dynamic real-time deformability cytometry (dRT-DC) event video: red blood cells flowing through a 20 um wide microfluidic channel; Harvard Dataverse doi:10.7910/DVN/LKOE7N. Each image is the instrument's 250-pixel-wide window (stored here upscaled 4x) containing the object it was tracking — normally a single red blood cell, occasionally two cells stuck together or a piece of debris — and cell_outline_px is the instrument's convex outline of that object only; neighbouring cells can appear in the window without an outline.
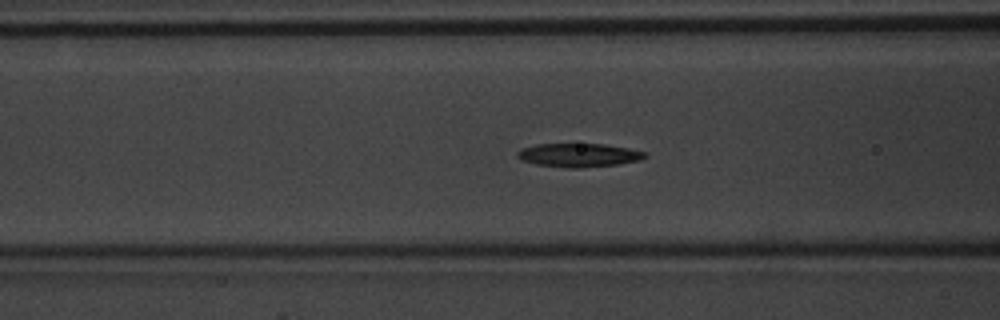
{"species": "common noctule bat (a hibernating species)", "species_latin": "Nyctalus noctula", "temperature_condition": "warm", "stored_images_in_passage": 39, "camera_frame_rate_fps": 3000, "um_per_image_px": 0.085, "animal": {"sex": "male", "body_mass_g": 20.1, "forearm_length_mm": 53.5}, "frame": {"image": 1, "passage_image": 9, "time_ms": 2.667, "image_size_px": [1000, 320], "cell_outline_px": [[648, 156], [640, 160], [616, 164], [580, 168], [568, 168], [536, 164], [520, 160], [516, 156], [516, 152], [520, 148], [536, 144], [604, 144], [628, 148], [648, 152]], "centroid_in_image_um": [49.17, 13.18], "position_along_channel_um": 117.4, "area_um2": 17.69}}
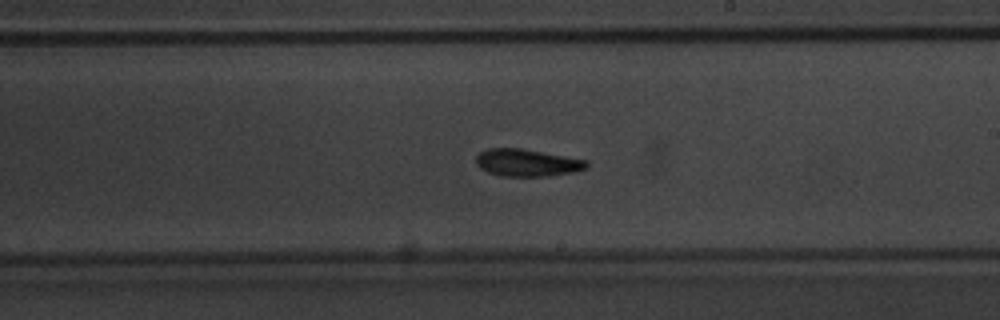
{"frame": {"image": 2, "passage_image": 18, "time_ms": 5.667, "image_size_px": [1000, 320], "cell_outline_px": [[588, 164], [584, 168], [576, 172], [548, 176], [500, 176], [488, 172], [480, 168], [476, 164], [476, 156], [480, 152], [488, 148], [520, 148], [588, 160]], "centroid_in_image_um": [44.78, 13.83], "position_along_channel_um": 244.2, "area_um2": 17.57}}
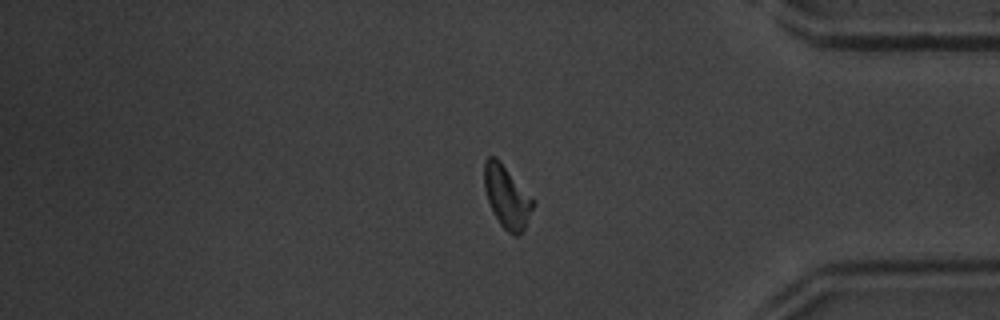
{"frame": {"image": 3, "passage_image": 30, "time_ms": 9.667, "image_size_px": [1000, 320], "cell_outline_px": [[536, 204], [524, 232], [520, 236], [516, 236], [508, 232], [500, 224], [488, 200], [484, 188], [484, 160], [488, 156], [496, 156], [536, 200]], "centroid_in_image_um": [43.14, 16.73], "position_along_channel_um": 392.1, "area_um2": 18.15}, "authors_computed_cell_mechanics": {"area_um2": 17.5712, "velocity_mm_per_s": 4.2335, "shape_relaxation_time_tau1_ms": 3.2867, "shape_relaxation_time_tau2_ms": 2.6699, "deformation_change_tau1": 0.1162, "deformation_change_tau2": 0.0938}}